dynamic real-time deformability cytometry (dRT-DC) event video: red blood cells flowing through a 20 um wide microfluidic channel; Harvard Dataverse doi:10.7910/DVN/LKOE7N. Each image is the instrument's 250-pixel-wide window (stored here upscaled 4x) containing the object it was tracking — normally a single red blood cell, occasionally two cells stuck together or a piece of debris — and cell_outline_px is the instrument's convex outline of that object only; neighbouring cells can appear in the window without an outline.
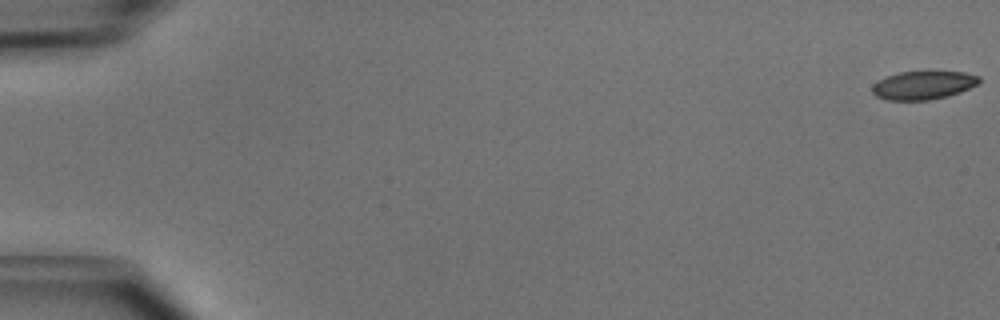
{"species": "common noctule bat (a hibernating species)", "species_latin": "Nyctalus noctula", "temperature_condition": "cold", "stored_images_in_passage": 52, "camera_frame_rate_fps": 3000, "um_per_image_px": 0.085, "animal": {"sex": "male", "body_mass_g": 15.6}, "frame": {"image": 1, "passage_image": 1, "time_ms": 0.0, "image_size_px": [1000, 320], "cell_outline_px": [[980, 80], [976, 84], [960, 92], [948, 96], [928, 100], [888, 100], [876, 96], [872, 92], [872, 84], [888, 76], [900, 72], [964, 72], [980, 76]], "centroid_in_image_um": [78.46, 7.25], "position_along_channel_um": 6.5, "area_um2": 17.46}}
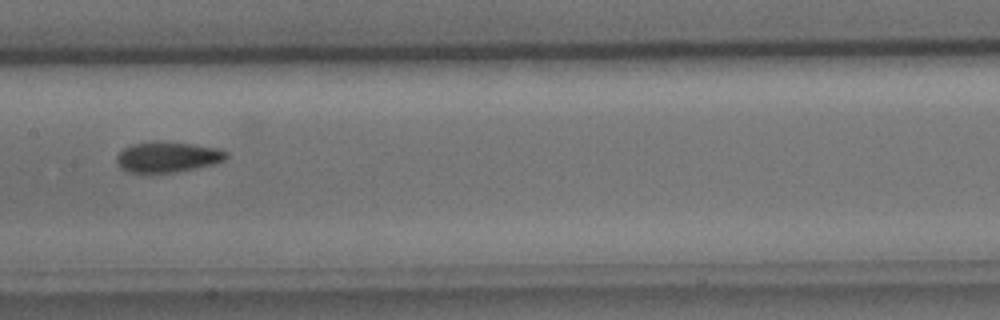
{"frame": {"image": 2, "passage_image": 27, "time_ms": 8.667, "image_size_px": [1000, 320], "cell_outline_px": [[228, 156], [224, 160], [216, 164], [172, 172], [148, 176], [128, 172], [120, 168], [116, 164], [116, 156], [124, 148], [132, 144], [156, 140], [192, 144], [220, 148], [228, 152]], "centroid_in_image_um": [14.2, 13.37], "position_along_channel_um": 193.2, "area_um2": 20.29}}
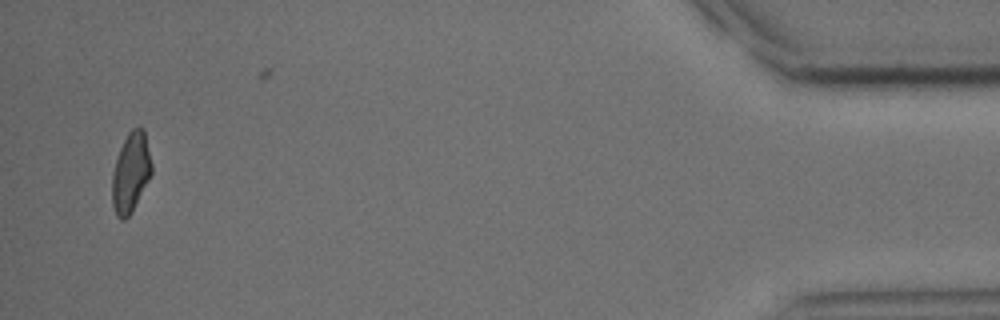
{"frame": {"image": 3, "passage_image": 50, "time_ms": 16.333, "image_size_px": [1000, 320], "cell_outline_px": [[152, 172], [132, 212], [124, 220], [120, 220], [116, 216], [112, 204], [112, 172], [120, 148], [128, 132], [132, 128], [144, 128], [152, 164]], "centroid_in_image_um": [11.11, 14.67], "position_along_channel_um": 424.1, "area_um2": 18.32}, "authors_computed_cell_mechanics": {"area_um2": 19.074, "velocity_mm_per_s": 3.9946, "shape_relaxation_time_tau1_ms": 5.4206, "shape_relaxation_time_tau2_ms": 2.4342, "deformation_change_tau1": 0.1253, "deformation_change_tau2": 0.0685}}